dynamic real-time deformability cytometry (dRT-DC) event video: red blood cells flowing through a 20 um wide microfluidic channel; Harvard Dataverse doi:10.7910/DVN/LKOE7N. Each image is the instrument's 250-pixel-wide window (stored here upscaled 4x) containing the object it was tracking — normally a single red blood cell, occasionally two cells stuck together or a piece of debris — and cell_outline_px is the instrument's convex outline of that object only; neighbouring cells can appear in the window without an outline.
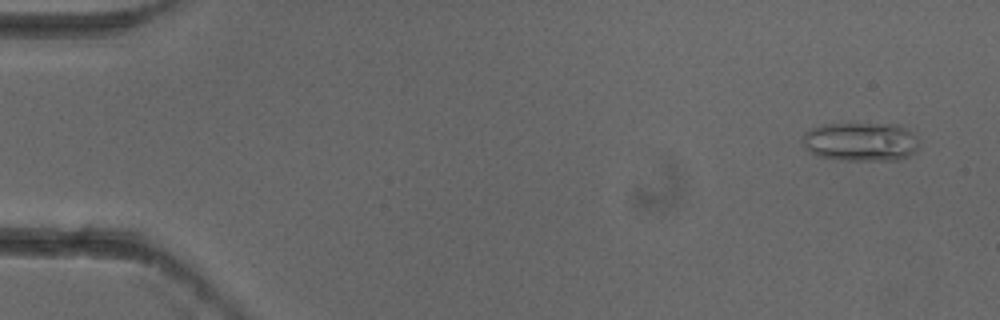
{"species": "common noctule bat (a hibernating species)", "species_latin": "Nyctalus noctula", "temperature_condition": "cold", "stored_images_in_passage": 6, "camera_frame_rate_fps": 3000, "um_per_image_px": 0.085, "animal": {"sex": "female"}, "frame": {"image": 1, "passage_image": 1, "time_ms": 0.0, "image_size_px": [1000, 320], "cell_outline_px": [[916, 148], [908, 156], [896, 160], [844, 160], [816, 156], [808, 152], [804, 148], [804, 132], [812, 128], [824, 124], [900, 124], [908, 128], [912, 132], [916, 144]], "centroid_in_image_um": [73.11, 12.04], "position_along_channel_um": 11.9, "area_um2": 26.24}}
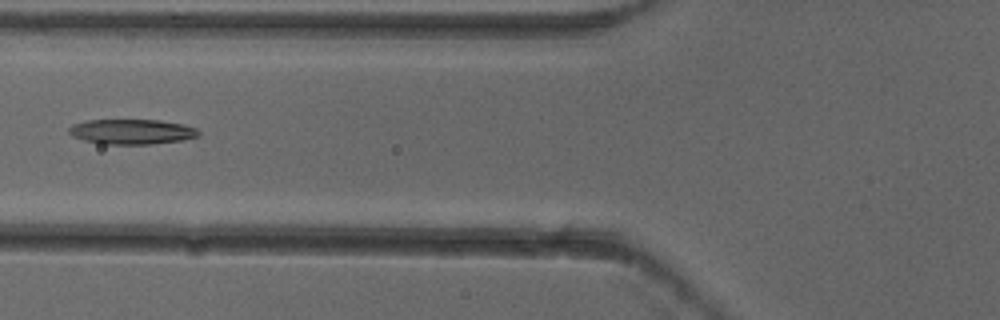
{"frame": {"image": 2, "passage_image": 5, "time_ms": 1.333, "image_size_px": [1000, 320], "cell_outline_px": [[200, 136], [184, 140], [148, 144], [100, 144], [84, 140], [72, 136], [68, 132], [68, 128], [72, 124], [88, 120], [160, 120], [184, 124], [196, 128], [200, 132]], "centroid_in_image_um": [11.21, 11.19], "position_along_channel_um": 114.6, "area_um2": 19.07}}
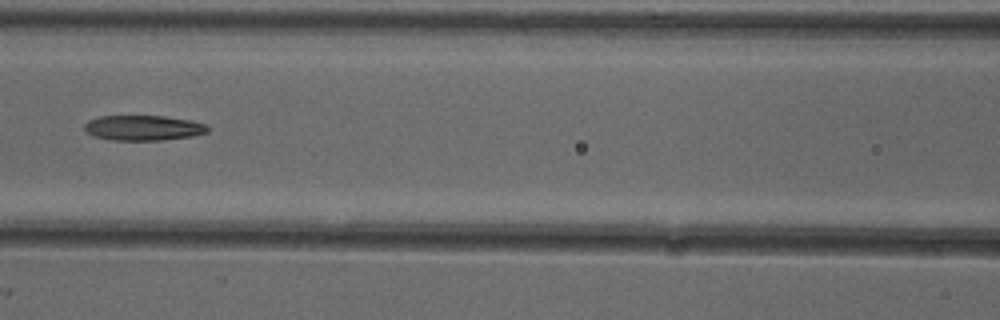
{"frame": {"image": 3, "passage_image": 6, "time_ms": 1.667, "image_size_px": [1000, 320], "cell_outline_px": [[208, 132], [192, 136], [160, 140], [112, 140], [92, 136], [84, 132], [84, 124], [88, 120], [100, 116], [164, 116], [192, 120], [204, 124], [208, 128]], "centroid_in_image_um": [12.13, 10.87], "position_along_channel_um": 154.5, "area_um2": 18.15}}